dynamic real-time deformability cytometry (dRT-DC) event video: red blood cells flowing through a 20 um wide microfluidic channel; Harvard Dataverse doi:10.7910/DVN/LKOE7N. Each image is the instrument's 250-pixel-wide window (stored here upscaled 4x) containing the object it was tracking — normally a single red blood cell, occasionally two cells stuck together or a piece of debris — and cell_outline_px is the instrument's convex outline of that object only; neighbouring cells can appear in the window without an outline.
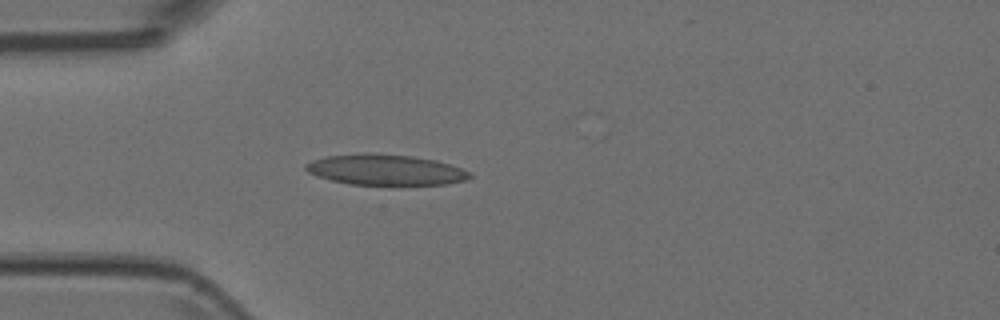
{"species": "Egyptian fruit bat (a non-hibernating species)", "species_latin": "Rousettus aegyptiacus", "temperature_condition": "room temperature", "stored_images_in_passage": 4, "camera_frame_rate_fps": 3000, "um_per_image_px": 0.085, "animal": {"sex": "female"}, "frame": {"image": 1, "passage_image": 4, "time_ms": 1.0, "image_size_px": [1000, 320], "cell_outline_px": [[472, 176], [464, 180], [448, 184], [348, 184], [316, 176], [308, 172], [304, 168], [304, 164], [312, 160], [328, 156], [364, 152], [368, 152], [412, 156], [436, 160], [472, 172]], "centroid_in_image_um": [32.73, 14.42], "position_along_channel_um": 52.3, "area_um2": 29.25}}